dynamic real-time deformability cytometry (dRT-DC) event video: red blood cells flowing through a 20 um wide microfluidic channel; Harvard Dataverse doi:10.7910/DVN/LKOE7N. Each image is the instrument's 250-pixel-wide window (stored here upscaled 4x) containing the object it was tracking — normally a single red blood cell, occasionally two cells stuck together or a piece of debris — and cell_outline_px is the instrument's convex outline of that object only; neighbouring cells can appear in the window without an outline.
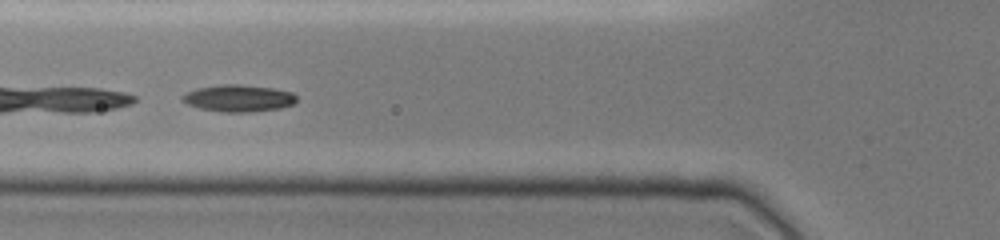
{"species": "common noctule bat (a hibernating species)", "species_latin": "Nyctalus noctula", "temperature_condition": "cold", "stored_images_in_passage": 46, "camera_frame_rate_fps": 3000, "um_per_image_px": 0.085, "animal": {"sex": "female", "body_mass_g": 19.0, "forearm_length_mm": 51.5}, "frame": {"image": 1, "passage_image": 18, "time_ms": 5.667, "image_size_px": [1000, 240], "cell_outline_px": [[296, 100], [292, 104], [280, 108], [248, 112], [224, 112], [200, 108], [188, 104], [180, 100], [180, 96], [196, 88], [220, 84], [240, 84], [272, 88], [292, 92], [296, 96]], "centroid_in_image_um": [20.24, 8.34], "position_along_channel_um": 105.6, "area_um2": 17.86}}
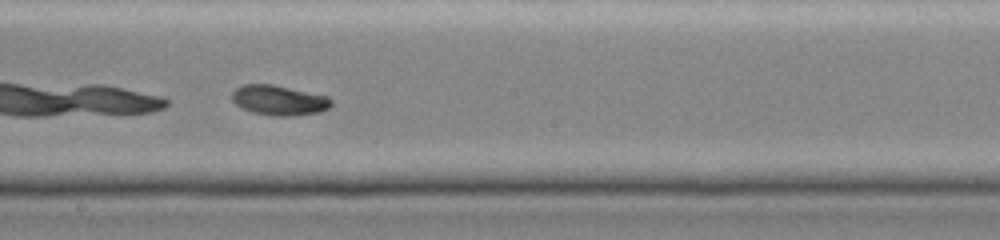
{"frame": {"image": 2, "passage_image": 27, "time_ms": 8.667, "image_size_px": [1000, 240], "cell_outline_px": [[332, 104], [328, 108], [320, 112], [292, 116], [272, 116], [252, 112], [240, 108], [232, 100], [232, 92], [236, 88], [244, 84], [272, 84], [328, 96], [332, 100]], "centroid_in_image_um": [23.7, 8.53], "position_along_channel_um": 224.5, "area_um2": 17.46}}
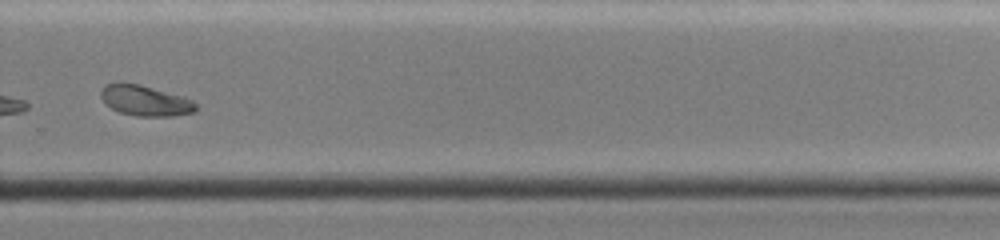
{"frame": {"image": 3, "passage_image": 34, "time_ms": 11.0, "image_size_px": [1000, 240], "cell_outline_px": [[196, 112], [172, 116], [136, 116], [120, 112], [104, 104], [100, 96], [100, 88], [104, 84], [140, 84], [184, 96], [192, 100], [196, 104]], "centroid_in_image_um": [12.34, 8.56], "position_along_channel_um": 317.5, "area_um2": 16.94}, "authors_computed_cell_mechanics": {"area_um2": 18.7561, "velocity_mm_per_s": 3.9776, "shape_relaxation_time_tau1_ms": 3.6651, "shape_relaxation_time_tau2_ms": null, "deformation_change_tau1": 0.1317, "deformation_change_tau2": null}}